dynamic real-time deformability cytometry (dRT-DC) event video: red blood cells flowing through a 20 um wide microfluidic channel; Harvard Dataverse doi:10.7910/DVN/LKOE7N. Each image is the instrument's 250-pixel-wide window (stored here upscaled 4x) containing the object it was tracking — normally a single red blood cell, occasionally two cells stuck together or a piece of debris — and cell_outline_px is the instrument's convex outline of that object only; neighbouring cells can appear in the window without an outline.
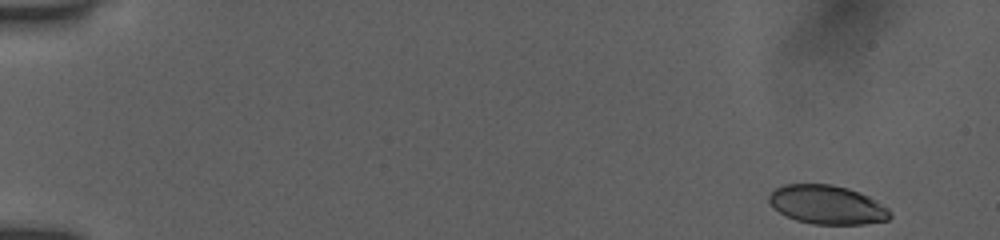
{"species": "human", "species_latin": "Homo sapiens", "temperature_condition": "room temperature", "stored_images_in_passage": 51, "camera_frame_rate_fps": 3000, "um_per_image_px": 0.085, "donor": {"sex": "female"}, "frame": {"image": 1, "passage_image": 1, "time_ms": 0.0, "image_size_px": [1000, 240], "cell_outline_px": [[892, 216], [888, 220], [864, 224], [812, 224], [796, 220], [780, 212], [768, 200], [768, 196], [776, 188], [784, 184], [832, 184], [848, 188], [860, 192], [868, 196], [888, 208], [892, 212]], "centroid_in_image_um": [70.34, 17.4], "position_along_channel_um": 14.7, "area_um2": 27.34}}
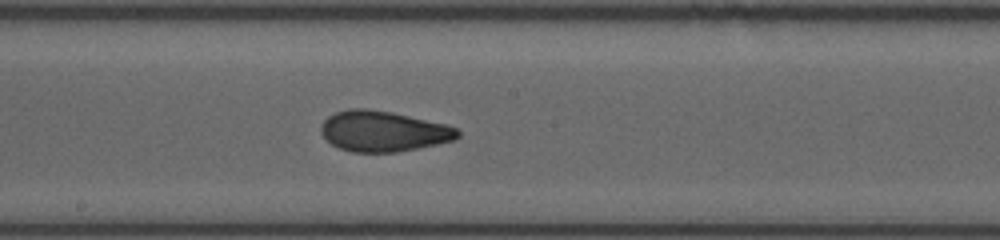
{"frame": {"image": 2, "passage_image": 28, "time_ms": 9.0, "image_size_px": [1000, 240], "cell_outline_px": [[460, 136], [452, 140], [436, 144], [396, 152], [352, 152], [340, 148], [332, 144], [320, 132], [320, 124], [328, 116], [336, 112], [348, 108], [368, 108], [392, 112], [448, 124], [456, 128], [460, 132]], "centroid_in_image_um": [32.56, 11.14], "position_along_channel_um": 215.6, "area_um2": 32.37}}
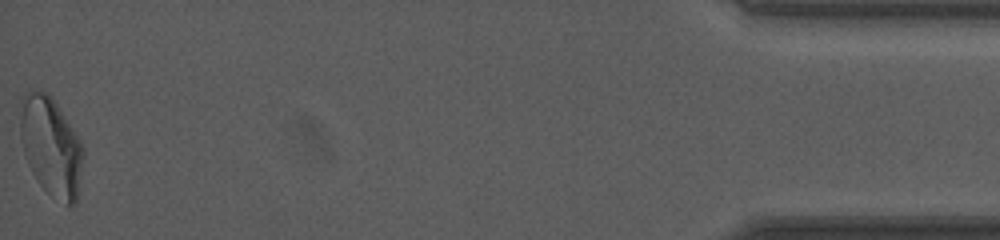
{"frame": {"image": 3, "passage_image": 51, "time_ms": 16.667, "image_size_px": [1000, 240], "cell_outline_px": [[84, 152], [76, 200], [68, 208], [48, 192], [36, 180], [28, 164], [24, 152], [20, 136], [20, 96], [24, 92], [32, 88], [48, 92], [56, 100], [80, 140], [84, 148]], "centroid_in_image_um": [4.31, 12.36], "position_along_channel_um": 430.9, "area_um2": 36.82}, "authors_computed_cell_mechanics": {"area_um2": 31.9634, "velocity_mm_per_s": 3.9235, "shape_relaxation_time_tau1_ms": 8.0144, "shape_relaxation_time_tau2_ms": 1.1024, "deformation_change_tau1": 0.2052, "deformation_change_tau2": 0.0684}}